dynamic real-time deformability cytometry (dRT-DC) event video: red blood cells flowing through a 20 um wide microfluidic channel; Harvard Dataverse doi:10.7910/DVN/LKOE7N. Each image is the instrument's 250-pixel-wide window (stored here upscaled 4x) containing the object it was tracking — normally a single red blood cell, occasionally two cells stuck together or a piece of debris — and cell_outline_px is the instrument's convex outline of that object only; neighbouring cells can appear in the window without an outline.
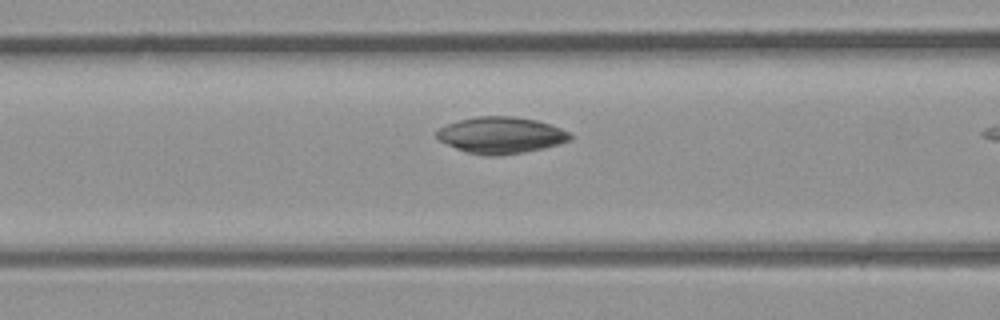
{"species": "common noctule bat (a hibernating species)", "species_latin": "Nyctalus noctula", "temperature_condition": "room temperature", "stored_images_in_passage": 7, "camera_frame_rate_fps": 3000, "um_per_image_px": 0.085, "animal": {"sex": "male", "body_mass_g": 23.1, "forearm_length_mm": 52.7}, "frame": {"image": 1, "passage_image": 6, "time_ms": 1.667, "image_size_px": [1000, 320], "cell_outline_px": [[572, 140], [560, 144], [544, 148], [524, 152], [500, 156], [484, 156], [464, 152], [440, 140], [436, 136], [436, 132], [440, 128], [448, 124], [460, 120], [476, 116], [512, 116], [536, 120], [572, 132]], "centroid_in_image_um": [42.62, 11.5], "position_along_channel_um": 124.0, "area_um2": 28.5}}